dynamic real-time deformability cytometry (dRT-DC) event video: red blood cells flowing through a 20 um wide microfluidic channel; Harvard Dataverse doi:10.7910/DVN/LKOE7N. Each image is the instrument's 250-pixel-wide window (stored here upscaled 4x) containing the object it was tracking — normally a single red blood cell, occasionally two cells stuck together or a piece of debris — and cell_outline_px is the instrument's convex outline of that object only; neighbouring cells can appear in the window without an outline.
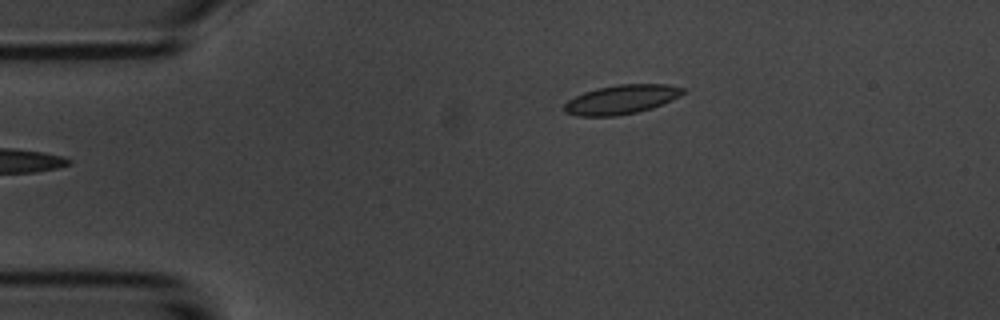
{"species": "common noctule bat (a hibernating species)", "species_latin": "Nyctalus noctula", "temperature_condition": "room temperature", "stored_images_in_passage": 3, "camera_frame_rate_fps": 3000, "um_per_image_px": 0.085, "animal": {"sex": "male", "body_mass_g": 20.1, "forearm_length_mm": 53.5}, "frame": {"image": 1, "passage_image": 3, "time_ms": 2.333, "image_size_px": [1000, 320], "cell_outline_px": [[684, 92], [680, 96], [672, 100], [652, 108], [636, 112], [616, 116], [576, 116], [564, 112], [564, 104], [568, 100], [584, 92], [596, 88], [620, 84], [668, 84], [684, 88]], "centroid_in_image_um": [52.81, 8.45], "position_along_channel_um": 32.2, "area_um2": 20.17}}